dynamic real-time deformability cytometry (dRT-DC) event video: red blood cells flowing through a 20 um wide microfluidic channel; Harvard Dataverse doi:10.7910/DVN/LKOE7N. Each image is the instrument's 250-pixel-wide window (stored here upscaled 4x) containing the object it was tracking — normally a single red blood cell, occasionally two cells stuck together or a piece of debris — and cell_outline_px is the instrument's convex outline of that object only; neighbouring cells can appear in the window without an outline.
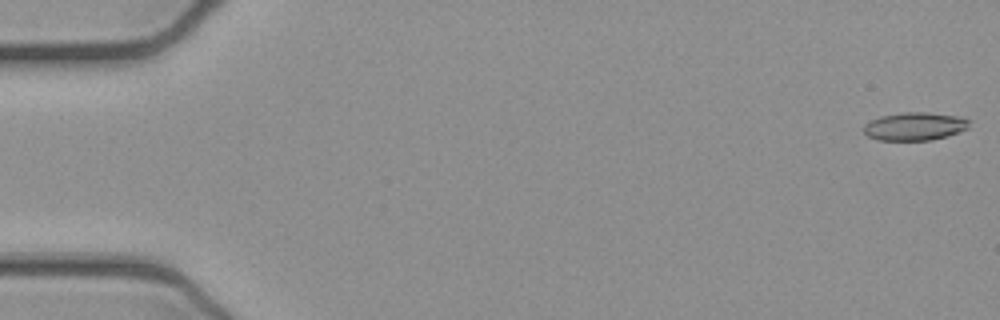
{"species": "common noctule bat (a hibernating species)", "species_latin": "Nyctalus noctula", "temperature_condition": "cold", "stored_images_in_passage": 52, "camera_frame_rate_fps": 3000, "um_per_image_px": 0.085, "animal": {"sex": "female", "body_mass_g": 21.9}, "frame": {"image": 1, "passage_image": 1, "time_ms": 0.0, "image_size_px": [1000, 320], "cell_outline_px": [[972, 120], [968, 128], [960, 132], [948, 136], [932, 140], [876, 140], [868, 136], [864, 132], [864, 124], [880, 116], [904, 112], [928, 112], [956, 116]], "centroid_in_image_um": [77.78, 10.74], "position_along_channel_um": 7.2, "area_um2": 17.4}}
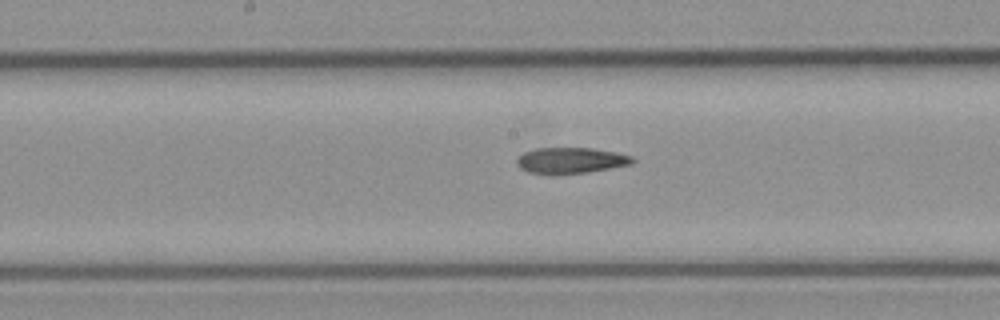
{"frame": {"image": 2, "passage_image": 27, "time_ms": 8.667, "image_size_px": [1000, 320], "cell_outline_px": [[636, 160], [632, 164], [588, 172], [552, 176], [528, 172], [520, 168], [516, 164], [516, 160], [524, 152], [536, 148], [592, 148], [616, 152], [632, 156]], "centroid_in_image_um": [48.49, 13.66], "position_along_channel_um": 199.7, "area_um2": 17.86}}
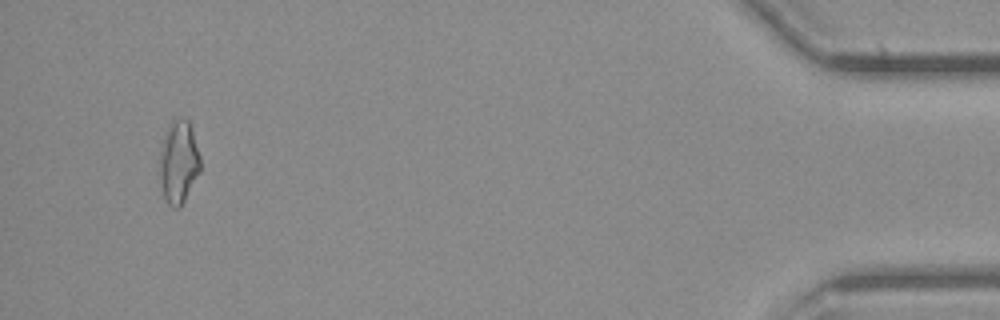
{"frame": {"image": 3, "passage_image": 50, "time_ms": 16.333, "image_size_px": [1000, 320], "cell_outline_px": [[200, 172], [180, 208], [172, 208], [168, 204], [164, 196], [160, 184], [160, 152], [164, 136], [168, 124], [172, 120], [184, 116], [188, 120], [192, 128], [200, 156]], "centroid_in_image_um": [15.19, 13.76], "position_along_channel_um": 420.0, "area_um2": 19.83}, "authors_computed_cell_mechanics": {"area_um2": 18.1781, "velocity_mm_per_s": 3.9166, "shape_relaxation_time_tau1_ms": null, "shape_relaxation_time_tau2_ms": 7.7373, "deformation_change_tau1": null, "deformation_change_tau2": 0.1988}}